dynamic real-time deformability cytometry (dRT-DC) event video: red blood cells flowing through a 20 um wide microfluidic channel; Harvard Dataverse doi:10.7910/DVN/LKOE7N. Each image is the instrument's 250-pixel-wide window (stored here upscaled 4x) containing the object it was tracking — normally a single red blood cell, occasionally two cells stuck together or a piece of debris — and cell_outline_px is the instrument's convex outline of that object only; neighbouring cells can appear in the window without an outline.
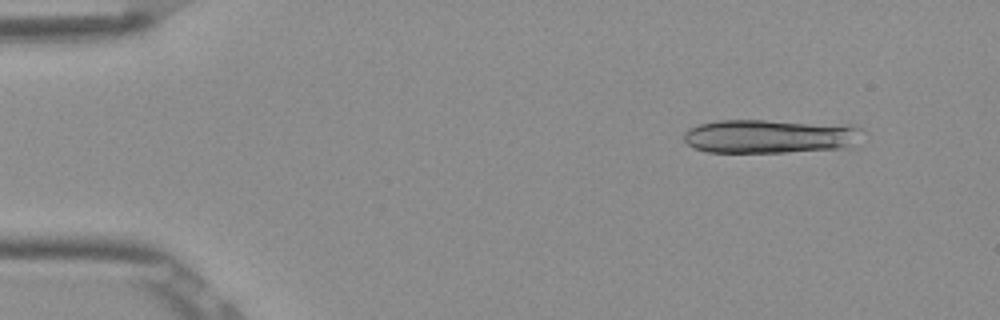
{"species": "Egyptian fruit bat (a non-hibernating species)", "species_latin": "Rousettus aegyptiacus", "temperature_condition": "room temperature", "stored_images_in_passage": 4, "camera_frame_rate_fps": 3000, "um_per_image_px": 0.085, "frame": {"image": 1, "passage_image": 2, "time_ms": 0.333, "image_size_px": [1000, 320], "cell_outline_px": [[868, 132], [860, 148], [784, 152], [708, 152], [692, 148], [684, 140], [684, 132], [688, 128], [700, 124], [716, 120], [764, 120], [852, 124], [864, 128]], "centroid_in_image_um": [65.71, 11.58], "position_along_channel_um": 19.3, "area_um2": 36.93}}